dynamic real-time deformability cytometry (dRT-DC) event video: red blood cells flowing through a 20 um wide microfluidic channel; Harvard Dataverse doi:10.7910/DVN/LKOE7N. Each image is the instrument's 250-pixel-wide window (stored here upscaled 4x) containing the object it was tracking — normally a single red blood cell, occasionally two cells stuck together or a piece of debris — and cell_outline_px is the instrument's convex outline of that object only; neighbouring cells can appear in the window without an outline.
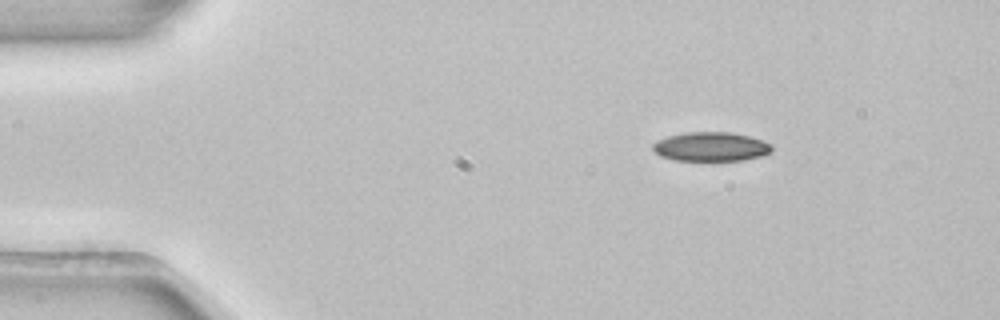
{"species": "common noctule bat (a hibernating species)", "species_latin": "Nyctalus noctula", "temperature_condition": "room temperature", "stored_images_in_passage": 3, "camera_frame_rate_fps": 3000, "um_per_image_px": 0.085, "animal": {"sex": "female", "body_mass_g": 22.7, "forearm_length_mm": 54.2}, "frame": {"image": 1, "passage_image": 1, "time_ms": 0.0, "image_size_px": [1000, 320], "cell_outline_px": [[772, 152], [760, 156], [744, 160], [676, 160], [660, 156], [652, 148], [652, 144], [656, 140], [668, 136], [684, 132], [728, 132], [748, 136], [772, 144]], "centroid_in_image_um": [60.41, 12.46], "position_along_channel_um": 24.6, "area_um2": 20.11}}
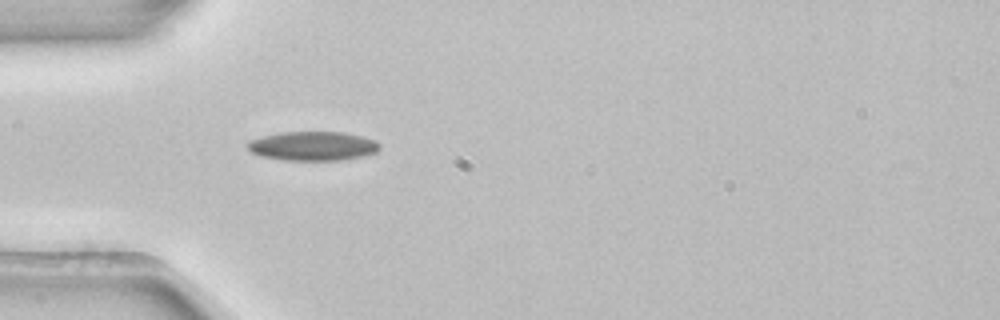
{"frame": {"image": 2, "passage_image": 3, "time_ms": 0.667, "image_size_px": [1000, 320], "cell_outline_px": [[380, 148], [376, 152], [360, 156], [340, 160], [280, 160], [260, 156], [252, 152], [244, 144], [252, 140], [264, 136], [280, 132], [344, 132], [364, 136], [376, 140], [380, 144]], "centroid_in_image_um": [26.59, 12.41], "position_along_channel_um": 58.4, "area_um2": 22.48}}